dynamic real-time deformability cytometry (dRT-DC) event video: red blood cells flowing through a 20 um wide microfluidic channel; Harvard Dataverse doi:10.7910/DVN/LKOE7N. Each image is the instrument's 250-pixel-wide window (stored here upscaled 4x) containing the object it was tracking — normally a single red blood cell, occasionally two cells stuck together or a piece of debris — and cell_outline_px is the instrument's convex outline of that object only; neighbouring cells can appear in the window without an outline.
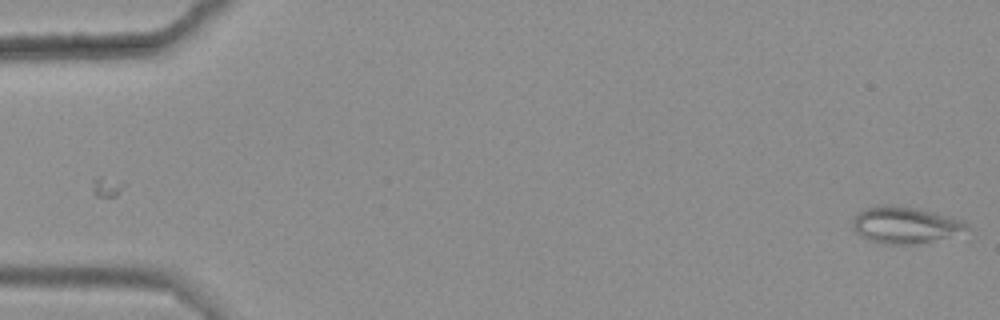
{"species": "common noctule bat (a hibernating species)", "species_latin": "Nyctalus noctula", "temperature_condition": "warm", "stored_images_in_passage": 2, "camera_frame_rate_fps": 3000, "um_per_image_px": 0.085, "animal": {"sex": "female", "body_mass_g": 25.1}, "frame": {"image": 1, "passage_image": 2, "time_ms": 0.333, "image_size_px": [1000, 320], "cell_outline_px": [[972, 240], [916, 244], [880, 244], [868, 240], [860, 236], [852, 228], [852, 216], [864, 208], [880, 204], [896, 204], [936, 212], [964, 220], [972, 228]], "centroid_in_image_um": [77.22, 19.19], "position_along_channel_um": 7.8, "area_um2": 26.99}}